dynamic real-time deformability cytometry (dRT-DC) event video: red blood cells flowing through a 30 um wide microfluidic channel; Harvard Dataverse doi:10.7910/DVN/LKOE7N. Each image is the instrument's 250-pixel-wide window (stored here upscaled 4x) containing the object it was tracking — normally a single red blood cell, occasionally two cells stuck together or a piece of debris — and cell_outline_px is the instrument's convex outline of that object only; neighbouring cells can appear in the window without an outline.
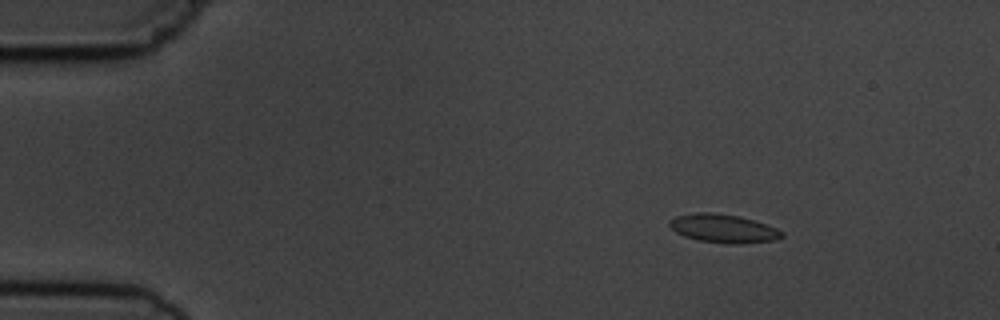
{"species": "common noctule bat (a hibernating species)", "species_latin": "Nyctalus noctula", "temperature_condition": "cold", "stored_images_in_passage": 10, "camera_frame_rate_fps": 3000, "um_per_image_px": 0.085, "animal": {"sex": "male", "body_mass_g": 19.5, "forearm_length_mm": 54.6}, "frame": {"image": 1, "passage_image": 2, "time_ms": 1.333, "image_size_px": [1000, 320], "cell_outline_px": [[784, 236], [776, 240], [740, 244], [728, 244], [700, 240], [684, 236], [676, 232], [668, 224], [668, 220], [676, 216], [696, 212], [712, 212], [740, 216], [776, 228], [784, 232]], "centroid_in_image_um": [61.48, 19.42], "position_along_channel_um": 23.5, "area_um2": 18.67}}
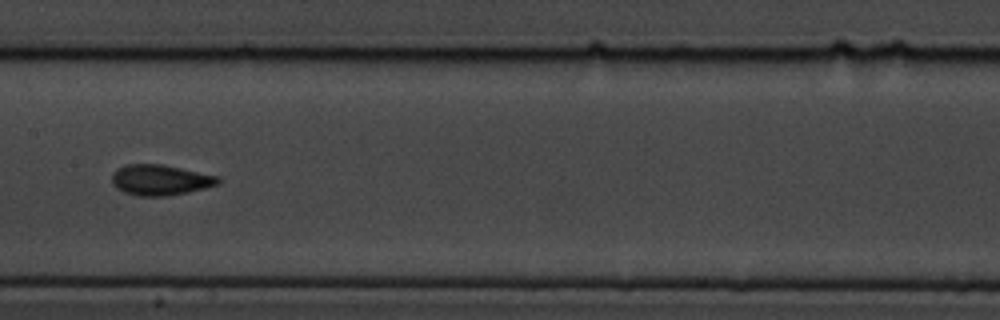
{"frame": {"image": 2, "passage_image": 7, "time_ms": 8.0, "image_size_px": [1000, 320], "cell_outline_px": [[220, 184], [188, 192], [164, 196], [136, 196], [124, 192], [116, 188], [112, 184], [112, 172], [116, 168], [124, 164], [160, 164], [220, 176]], "centroid_in_image_um": [13.59, 15.29], "position_along_channel_um": 193.8, "area_um2": 19.07}}
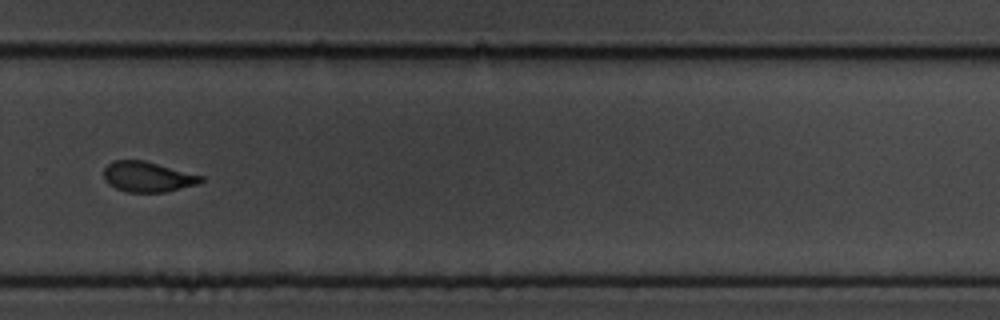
{"frame": {"image": 3, "passage_image": 10, "time_ms": 11.333, "image_size_px": [1000, 320], "cell_outline_px": [[204, 180], [200, 184], [168, 192], [128, 192], [116, 188], [108, 184], [104, 180], [104, 168], [112, 160], [144, 160], [204, 176]], "centroid_in_image_um": [12.58, 15.03], "position_along_channel_um": 317.2, "area_um2": 17.4}}